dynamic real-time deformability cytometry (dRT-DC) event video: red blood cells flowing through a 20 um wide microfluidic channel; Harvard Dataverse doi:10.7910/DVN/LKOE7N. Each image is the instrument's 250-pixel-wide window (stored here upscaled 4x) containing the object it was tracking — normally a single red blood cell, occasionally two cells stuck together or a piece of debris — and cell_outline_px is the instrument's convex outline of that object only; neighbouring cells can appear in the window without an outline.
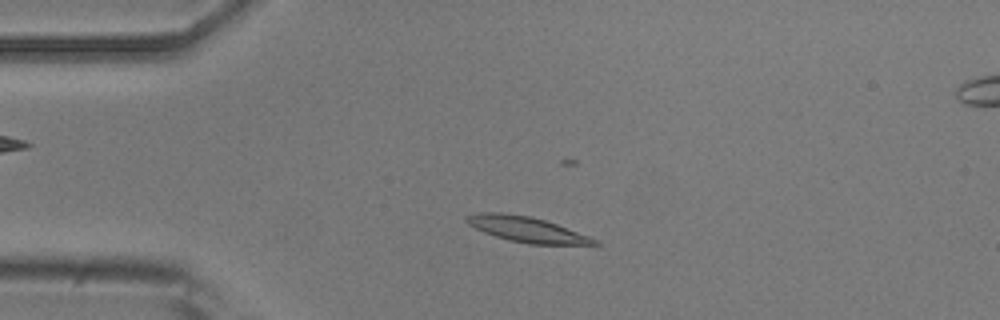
{"species": "common noctule bat (a hibernating species)", "species_latin": "Nyctalus noctula", "temperature_condition": "room temperature", "stored_images_in_passage": 52, "camera_frame_rate_fps": 3000, "um_per_image_px": 0.085, "animal": {"sex": "male", "body_mass_g": 20.5, "forearm_length_mm": 52.5}, "frame": {"image": 1, "passage_image": 9, "time_ms": 2.667, "image_size_px": [1000, 320], "cell_outline_px": [[600, 244], [528, 244], [508, 240], [484, 232], [468, 224], [464, 220], [464, 216], [476, 212], [500, 212], [528, 216], [544, 220], [556, 224], [600, 240]], "centroid_in_image_um": [44.72, 19.49], "position_along_channel_um": 40.3, "area_um2": 18.79}}
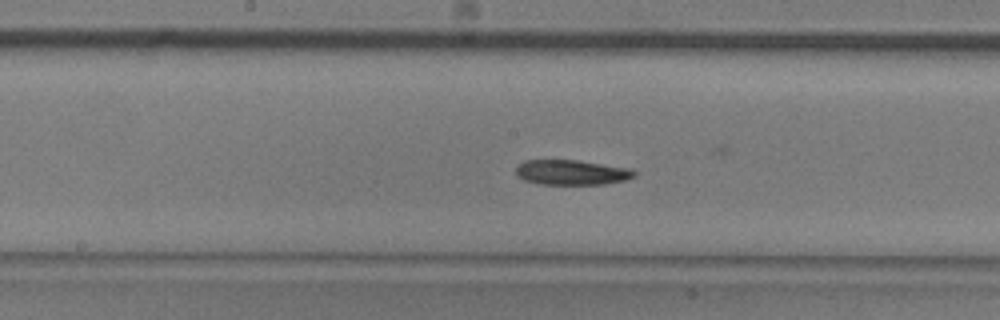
{"frame": {"image": 2, "passage_image": 24, "time_ms": 7.667, "image_size_px": [1000, 320], "cell_outline_px": [[636, 176], [624, 180], [604, 184], [540, 184], [524, 180], [516, 176], [516, 168], [524, 160], [580, 160], [632, 168], [636, 172]], "centroid_in_image_um": [48.61, 14.64], "position_along_channel_um": 199.6, "area_um2": 17.4}}
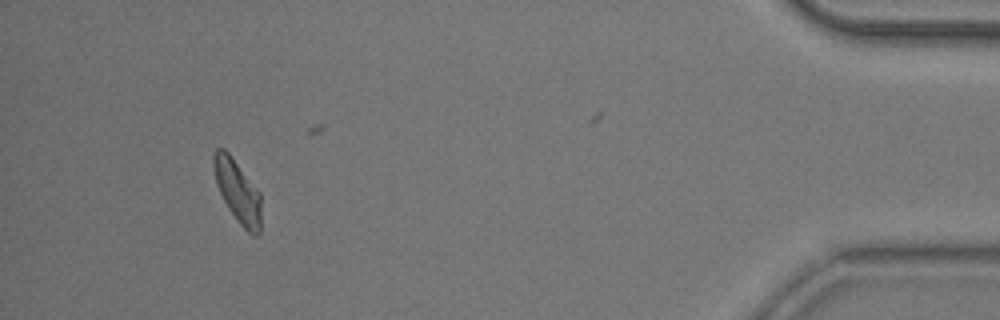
{"frame": {"image": 3, "passage_image": 47, "time_ms": 15.333, "image_size_px": [1000, 320], "cell_outline_px": [[260, 232], [256, 236], [252, 236], [240, 224], [228, 208], [216, 184], [212, 164], [212, 156], [216, 148], [224, 148], [228, 152], [260, 192]], "centroid_in_image_um": [20.18, 16.24], "position_along_channel_um": 415.0, "area_um2": 17.22}, "authors_computed_cell_mechanics": {"area_um2": 17.8891, "velocity_mm_per_s": 3.7026, "shape_relaxation_time_tau1_ms": 3.6962, "shape_relaxation_time_tau2_ms": null, "deformation_change_tau1": 0.1379, "deformation_change_tau2": null}}